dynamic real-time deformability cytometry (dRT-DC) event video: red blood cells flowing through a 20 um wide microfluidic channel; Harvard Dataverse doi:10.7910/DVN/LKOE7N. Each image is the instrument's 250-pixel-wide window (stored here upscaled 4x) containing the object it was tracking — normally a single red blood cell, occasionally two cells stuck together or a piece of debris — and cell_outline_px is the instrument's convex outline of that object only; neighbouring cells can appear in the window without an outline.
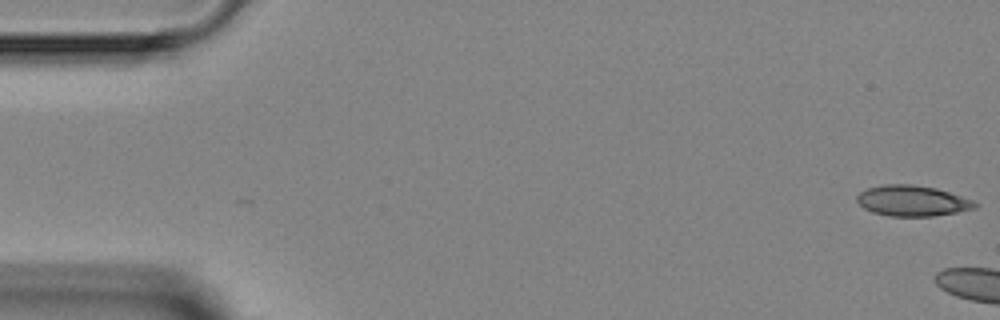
{"species": "Egyptian fruit bat (a non-hibernating species)", "species_latin": "Rousettus aegyptiacus", "temperature_condition": "room temperature", "stored_images_in_passage": 2, "camera_frame_rate_fps": 3000, "um_per_image_px": 0.085, "animal": {"sex": "female"}, "frame": {"image": 1, "passage_image": 1, "time_ms": 0.0, "image_size_px": [1000, 320], "cell_outline_px": [[976, 208], [956, 212], [932, 216], [888, 216], [872, 212], [864, 208], [856, 200], [856, 196], [860, 192], [868, 188], [884, 184], [912, 184], [936, 188], [972, 200], [976, 204]], "centroid_in_image_um": [77.5, 17.06], "position_along_channel_um": 7.5, "area_um2": 20.92}}